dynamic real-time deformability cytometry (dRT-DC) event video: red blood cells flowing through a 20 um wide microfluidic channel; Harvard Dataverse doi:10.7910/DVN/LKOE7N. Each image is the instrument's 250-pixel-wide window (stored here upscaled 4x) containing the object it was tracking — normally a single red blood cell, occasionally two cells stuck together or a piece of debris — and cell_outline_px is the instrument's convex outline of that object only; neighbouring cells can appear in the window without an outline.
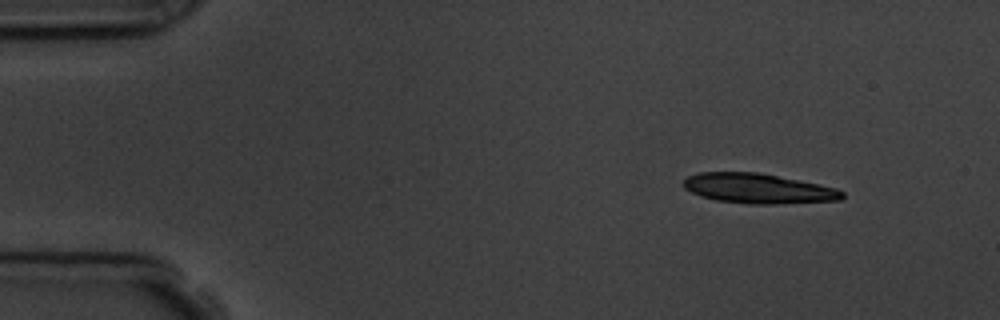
{"species": "common noctule bat (a hibernating species)", "species_latin": "Nyctalus noctula", "temperature_condition": "room temperature", "stored_images_in_passage": 4, "segment_of_instrument_passage": [1, 2], "camera_frame_rate_fps": 3000, "um_per_image_px": 0.085, "animal": {"sex": "male", "body_mass_g": 19.5, "forearm_length_mm": 54.6}, "frame": {"image": 1, "passage_image": 1, "time_ms": 0.0, "image_size_px": [1000, 320], "cell_outline_px": [[844, 196], [840, 200], [776, 204], [748, 204], [716, 200], [700, 196], [684, 188], [684, 180], [688, 176], [700, 172], [756, 172], [820, 184], [836, 188], [844, 192]], "centroid_in_image_um": [64.45, 16.03], "position_along_channel_um": 20.6, "area_um2": 27.57}}